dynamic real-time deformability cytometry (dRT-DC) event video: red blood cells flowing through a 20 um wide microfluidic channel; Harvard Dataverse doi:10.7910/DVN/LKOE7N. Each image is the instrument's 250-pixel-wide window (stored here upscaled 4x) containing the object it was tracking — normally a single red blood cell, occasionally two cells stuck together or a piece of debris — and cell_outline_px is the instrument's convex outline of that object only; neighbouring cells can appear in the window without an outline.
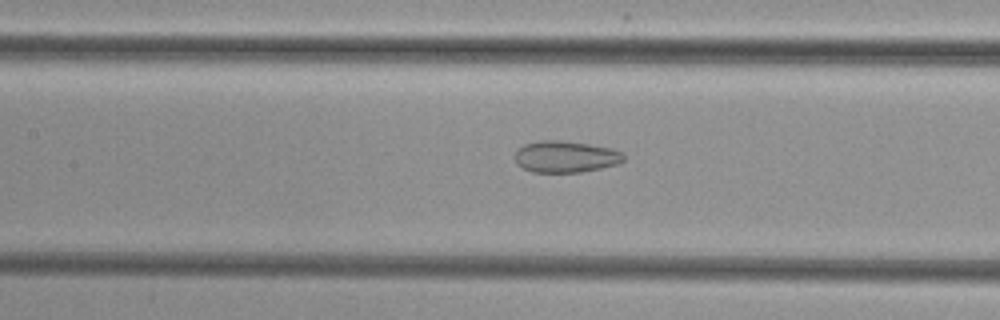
{"species": "common noctule bat (a hibernating species)", "species_latin": "Nyctalus noctula", "temperature_condition": "cold", "stored_images_in_passage": 50, "camera_frame_rate_fps": 3000, "um_per_image_px": 0.085, "animal": {"sex": "female", "body_mass_g": 29.2, "forearm_length_mm": 56.3}, "frame": {"image": 1, "passage_image": 25, "time_ms": 8.0, "image_size_px": [1000, 320], "cell_outline_px": [[624, 160], [620, 164], [580, 172], [532, 172], [516, 164], [516, 152], [524, 144], [540, 140], [564, 140], [612, 148], [620, 152], [624, 156]], "centroid_in_image_um": [48.08, 13.31], "position_along_channel_um": 159.3, "area_um2": 20.0}}
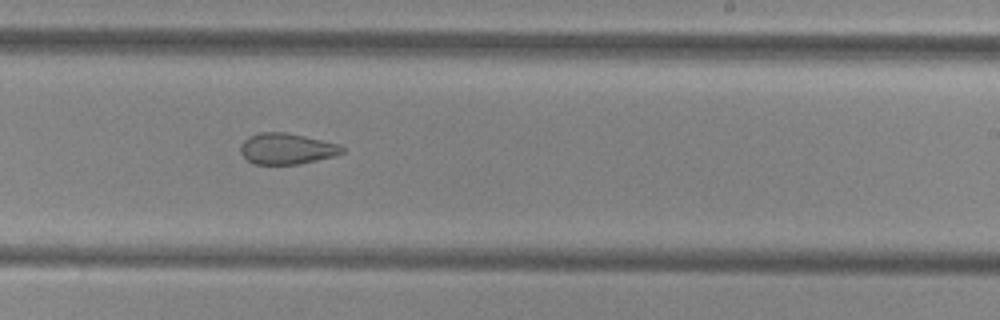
{"frame": {"image": 2, "passage_image": 33, "time_ms": 10.667, "image_size_px": [1000, 320], "cell_outline_px": [[344, 152], [332, 156], [316, 160], [296, 164], [256, 164], [248, 160], [240, 152], [240, 144], [248, 136], [260, 132], [284, 132], [304, 136], [340, 144], [344, 148]], "centroid_in_image_um": [24.34, 12.63], "position_along_channel_um": 264.7, "area_um2": 18.21}}
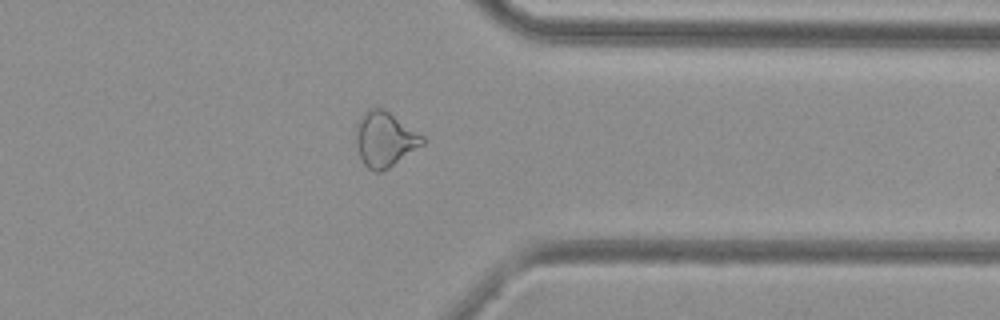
{"frame": {"image": 3, "passage_image": 42, "time_ms": 13.667, "image_size_px": [1000, 320], "cell_outline_px": [[424, 144], [388, 168], [380, 172], [372, 172], [364, 164], [360, 156], [356, 140], [356, 124], [360, 116], [368, 108], [384, 108], [424, 136]], "centroid_in_image_um": [32.7, 11.82], "position_along_channel_um": 378.7, "area_um2": 21.27}}